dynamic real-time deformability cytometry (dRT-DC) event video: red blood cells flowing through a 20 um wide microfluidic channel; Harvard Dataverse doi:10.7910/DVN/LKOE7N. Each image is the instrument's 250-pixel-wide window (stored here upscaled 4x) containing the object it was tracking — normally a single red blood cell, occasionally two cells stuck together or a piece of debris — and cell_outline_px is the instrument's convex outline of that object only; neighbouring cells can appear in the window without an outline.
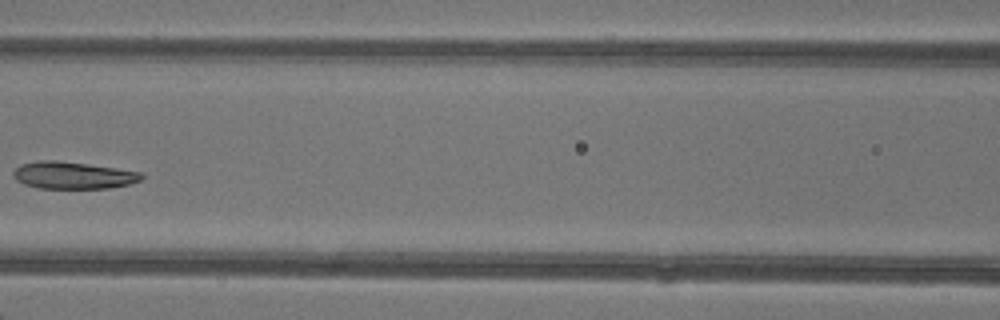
{"species": "common noctule bat (a hibernating species)", "species_latin": "Nyctalus noctula", "temperature_condition": "warm", "stored_images_in_passage": 6, "camera_frame_rate_fps": 3000, "um_per_image_px": 0.085, "animal": {"sex": "female"}, "frame": {"image": 1, "passage_image": 6, "time_ms": 5.667, "image_size_px": [1000, 320], "cell_outline_px": [[144, 176], [140, 180], [128, 184], [108, 188], [36, 188], [24, 184], [16, 180], [12, 176], [12, 172], [20, 164], [36, 160], [56, 160], [88, 164], [116, 168], [140, 172]], "centroid_in_image_um": [6.14, 14.89], "position_along_channel_um": 160.5, "area_um2": 20.29}}